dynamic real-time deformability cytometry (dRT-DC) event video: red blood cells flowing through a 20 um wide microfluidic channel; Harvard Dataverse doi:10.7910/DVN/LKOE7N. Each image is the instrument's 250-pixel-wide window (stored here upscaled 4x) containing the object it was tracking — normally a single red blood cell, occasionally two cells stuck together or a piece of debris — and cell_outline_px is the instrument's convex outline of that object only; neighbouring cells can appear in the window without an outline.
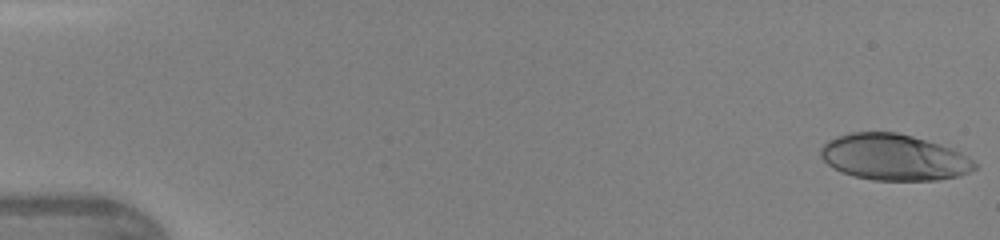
{"species": "human", "species_latin": "Homo sapiens", "temperature_condition": "warm", "stored_images_in_passage": 6, "camera_frame_rate_fps": 3000, "um_per_image_px": 0.085, "donor": {"sex": "female"}, "frame": {"image": 1, "passage_image": 1, "time_ms": 0.0, "image_size_px": [1000, 240], "cell_outline_px": [[976, 168], [960, 176], [940, 180], [872, 180], [856, 176], [844, 172], [828, 164], [820, 156], [820, 148], [828, 140], [836, 136], [852, 132], [896, 132], [912, 136], [940, 144], [952, 148], [960, 152], [972, 160], [976, 164]], "centroid_in_image_um": [75.99, 13.36], "position_along_channel_um": 9.0, "area_um2": 41.27}}